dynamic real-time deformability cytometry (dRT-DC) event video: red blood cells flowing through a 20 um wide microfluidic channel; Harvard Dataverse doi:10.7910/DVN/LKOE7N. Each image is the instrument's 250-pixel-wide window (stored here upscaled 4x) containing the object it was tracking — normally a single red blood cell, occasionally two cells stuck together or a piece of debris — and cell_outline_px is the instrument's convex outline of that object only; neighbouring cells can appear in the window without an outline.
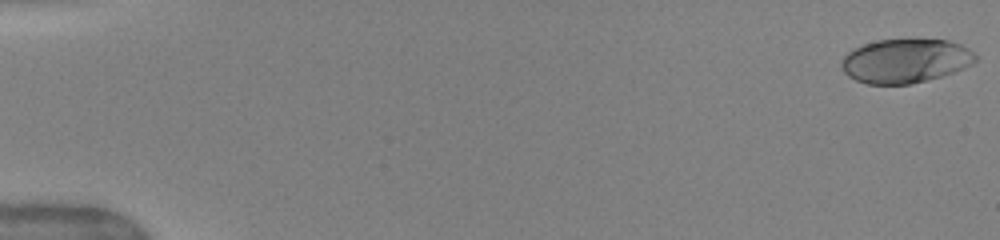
{"species": "human", "species_latin": "Homo sapiens", "temperature_condition": "warm", "stored_images_in_passage": 51, "camera_frame_rate_fps": 3000, "um_per_image_px": 0.085, "donor": {"sex": "female"}, "frame": {"image": 1, "passage_image": 1, "time_ms": 0.0, "image_size_px": [1000, 240], "cell_outline_px": [[976, 60], [972, 64], [964, 68], [940, 76], [908, 84], [868, 84], [856, 80], [848, 76], [844, 72], [840, 64], [844, 56], [848, 52], [864, 44], [876, 40], [948, 40], [960, 44], [968, 48], [976, 56]], "centroid_in_image_um": [76.94, 5.17], "position_along_channel_um": 8.1, "area_um2": 33.99}}
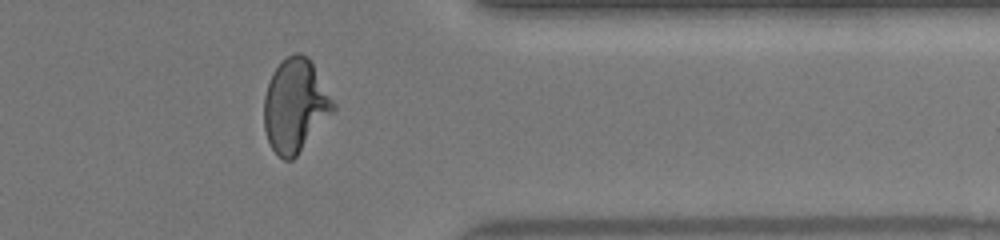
{"frame": {"image": 2, "passage_image": 42, "time_ms": 13.667, "image_size_px": [1000, 240], "cell_outline_px": [[336, 108], [296, 156], [292, 160], [284, 160], [272, 148], [268, 140], [264, 128], [264, 96], [272, 72], [292, 52], [300, 52], [308, 56], [336, 104]], "centroid_in_image_um": [25.09, 8.95], "position_along_channel_um": 386.3, "area_um2": 37.22}}
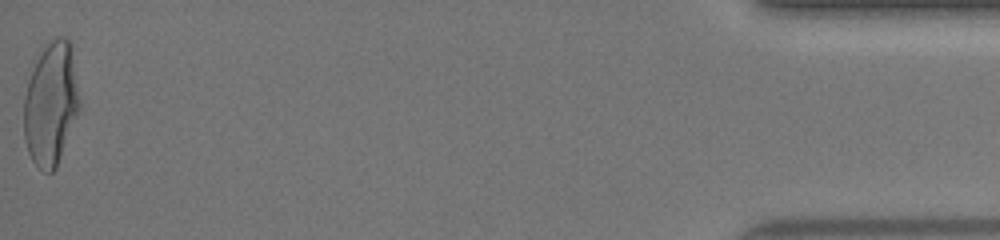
{"frame": {"image": 3, "passage_image": 51, "time_ms": 16.667, "image_size_px": [1000, 240], "cell_outline_px": [[80, 108], [56, 168], [52, 172], [44, 172], [32, 160], [28, 152], [24, 136], [24, 96], [32, 60], [56, 36], [64, 36], [72, 40], [80, 100]], "centroid_in_image_um": [4.33, 8.74], "position_along_channel_um": 430.9, "area_um2": 40.69}, "authors_computed_cell_mechanics": {"area_um2": 36.2984, "velocity_mm_per_s": 4.0489, "shape_relaxation_time_tau1_ms": 5.014, "shape_relaxation_time_tau2_ms": null, "deformation_change_tau1": 0.2278, "deformation_change_tau2": null}}